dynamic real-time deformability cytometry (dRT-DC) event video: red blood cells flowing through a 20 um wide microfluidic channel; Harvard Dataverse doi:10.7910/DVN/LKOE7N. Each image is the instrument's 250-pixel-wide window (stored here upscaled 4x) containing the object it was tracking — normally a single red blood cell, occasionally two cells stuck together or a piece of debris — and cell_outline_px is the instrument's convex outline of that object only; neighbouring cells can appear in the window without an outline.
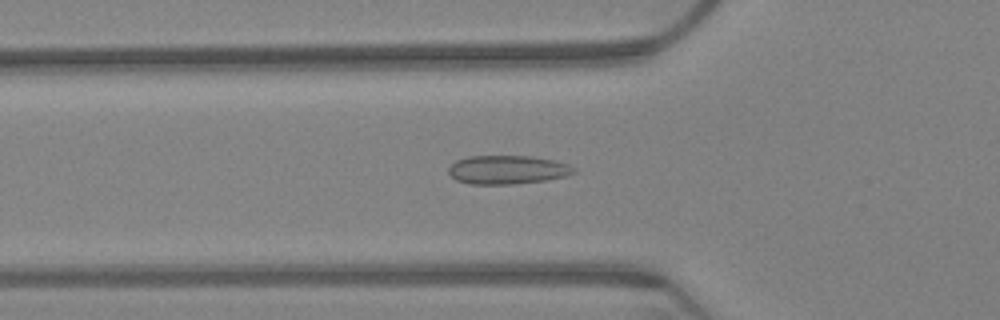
{"species": "Egyptian fruit bat (a non-hibernating species)", "species_latin": "Rousettus aegyptiacus", "temperature_condition": "warm", "stored_images_in_passage": 60, "camera_frame_rate_fps": 3000, "um_per_image_px": 0.085, "animal": {"sex": "female"}, "frame": {"image": 1, "passage_image": 18, "time_ms": 5.667, "image_size_px": [1000, 320], "cell_outline_px": [[576, 172], [568, 176], [544, 180], [512, 184], [468, 184], [456, 180], [448, 172], [448, 168], [456, 160], [468, 156], [532, 156], [552, 160], [568, 164], [576, 168]], "centroid_in_image_um": [43.13, 14.43], "position_along_channel_um": 82.7, "area_um2": 20.98}}
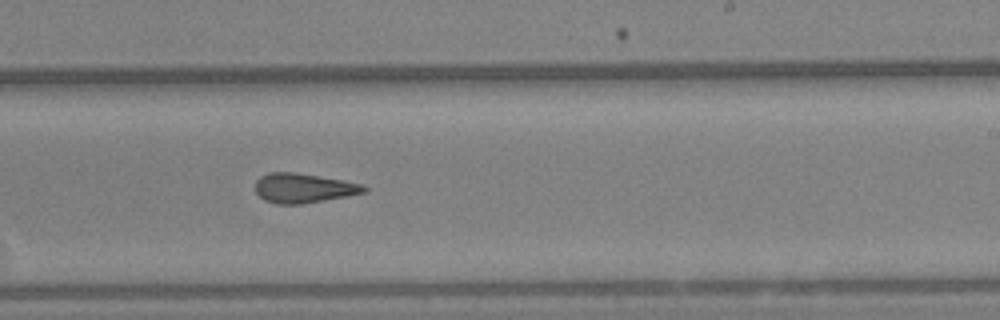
{"frame": {"image": 2, "passage_image": 35, "time_ms": 11.333, "image_size_px": [1000, 320], "cell_outline_px": [[368, 188], [364, 192], [344, 196], [300, 204], [276, 204], [264, 200], [256, 192], [256, 180], [260, 176], [268, 172], [292, 172], [340, 180], [360, 184]], "centroid_in_image_um": [25.71, 15.99], "position_along_channel_um": 263.3, "area_um2": 18.21}}
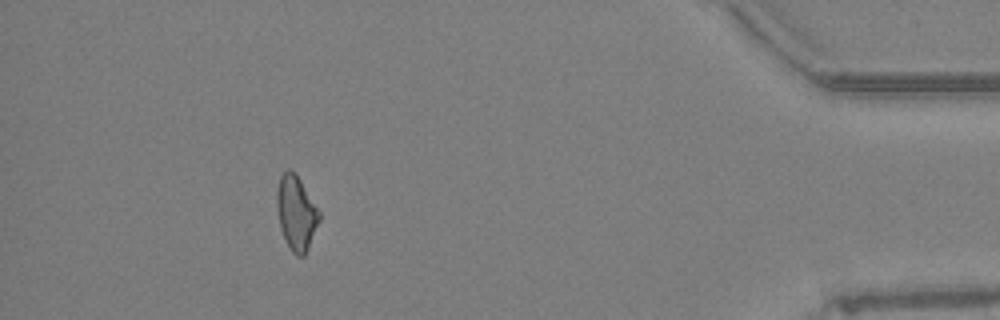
{"frame": {"image": 3, "passage_image": 54, "time_ms": 17.667, "image_size_px": [1000, 320], "cell_outline_px": [[320, 220], [308, 248], [304, 256], [296, 256], [292, 252], [280, 228], [276, 204], [276, 192], [280, 176], [288, 168], [296, 172], [320, 212]], "centroid_in_image_um": [25.17, 18.07], "position_along_channel_um": 410.0, "area_um2": 18.38}, "authors_computed_cell_mechanics": {"area_um2": 18.9584, "velocity_mm_per_s": 3.1959, "shape_relaxation_time_tau1_ms": null, "shape_relaxation_time_tau2_ms": 2.65, "deformation_change_tau1": null, "deformation_change_tau2": 0.1104}}